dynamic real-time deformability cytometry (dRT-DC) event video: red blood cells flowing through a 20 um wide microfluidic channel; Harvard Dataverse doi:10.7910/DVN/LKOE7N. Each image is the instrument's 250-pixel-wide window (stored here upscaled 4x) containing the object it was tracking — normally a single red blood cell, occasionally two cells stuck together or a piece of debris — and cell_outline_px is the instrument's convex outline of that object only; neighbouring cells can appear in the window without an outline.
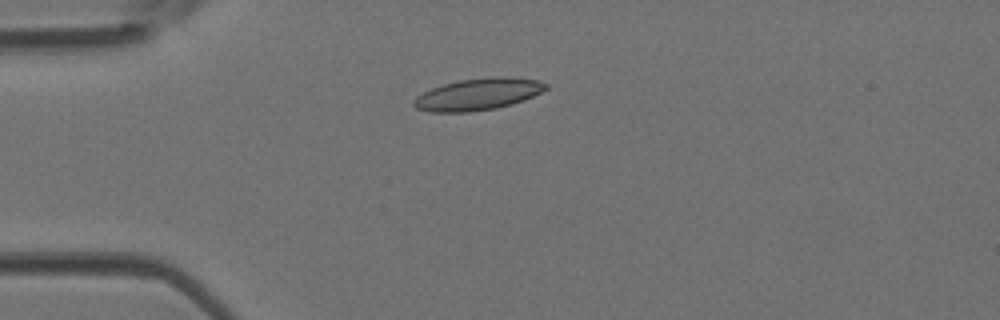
{"species": "Egyptian fruit bat (a non-hibernating species)", "species_latin": "Rousettus aegyptiacus", "temperature_condition": "room temperature", "stored_images_in_passage": 5, "camera_frame_rate_fps": 3000, "um_per_image_px": 0.085, "animal": {"sex": "female"}, "frame": {"image": 1, "passage_image": 4, "time_ms": 1.0, "image_size_px": [1000, 320], "cell_outline_px": [[548, 88], [524, 100], [512, 104], [496, 108], [468, 112], [428, 112], [416, 108], [412, 104], [412, 100], [416, 96], [432, 88], [444, 84], [460, 80], [488, 76], [504, 76], [536, 80], [548, 84]], "centroid_in_image_um": [40.61, 8.01], "position_along_channel_um": 44.4, "area_um2": 24.51}}